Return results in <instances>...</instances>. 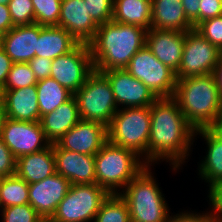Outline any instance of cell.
<instances>
[{
  "instance_id": "cell-3",
  "label": "cell",
  "mask_w": 222,
  "mask_h": 222,
  "mask_svg": "<svg viewBox=\"0 0 222 222\" xmlns=\"http://www.w3.org/2000/svg\"><path fill=\"white\" fill-rule=\"evenodd\" d=\"M173 98L195 130L222 127V101L213 73L177 80Z\"/></svg>"
},
{
  "instance_id": "cell-41",
  "label": "cell",
  "mask_w": 222,
  "mask_h": 222,
  "mask_svg": "<svg viewBox=\"0 0 222 222\" xmlns=\"http://www.w3.org/2000/svg\"><path fill=\"white\" fill-rule=\"evenodd\" d=\"M13 62L7 56L6 52L0 48V91L3 89L7 75L11 70Z\"/></svg>"
},
{
  "instance_id": "cell-33",
  "label": "cell",
  "mask_w": 222,
  "mask_h": 222,
  "mask_svg": "<svg viewBox=\"0 0 222 222\" xmlns=\"http://www.w3.org/2000/svg\"><path fill=\"white\" fill-rule=\"evenodd\" d=\"M2 222H41L43 218L30 204L2 208Z\"/></svg>"
},
{
  "instance_id": "cell-6",
  "label": "cell",
  "mask_w": 222,
  "mask_h": 222,
  "mask_svg": "<svg viewBox=\"0 0 222 222\" xmlns=\"http://www.w3.org/2000/svg\"><path fill=\"white\" fill-rule=\"evenodd\" d=\"M151 129L150 107L120 108L107 127L108 141L130 149L147 165V145ZM145 159V160H144Z\"/></svg>"
},
{
  "instance_id": "cell-27",
  "label": "cell",
  "mask_w": 222,
  "mask_h": 222,
  "mask_svg": "<svg viewBox=\"0 0 222 222\" xmlns=\"http://www.w3.org/2000/svg\"><path fill=\"white\" fill-rule=\"evenodd\" d=\"M36 86L40 119L43 115L54 111L73 96L72 92L61 86L52 77L38 80Z\"/></svg>"
},
{
  "instance_id": "cell-48",
  "label": "cell",
  "mask_w": 222,
  "mask_h": 222,
  "mask_svg": "<svg viewBox=\"0 0 222 222\" xmlns=\"http://www.w3.org/2000/svg\"><path fill=\"white\" fill-rule=\"evenodd\" d=\"M1 42H2V34L0 33V45H1Z\"/></svg>"
},
{
  "instance_id": "cell-23",
  "label": "cell",
  "mask_w": 222,
  "mask_h": 222,
  "mask_svg": "<svg viewBox=\"0 0 222 222\" xmlns=\"http://www.w3.org/2000/svg\"><path fill=\"white\" fill-rule=\"evenodd\" d=\"M56 173L53 144L17 158L16 175L28 184L39 182Z\"/></svg>"
},
{
  "instance_id": "cell-31",
  "label": "cell",
  "mask_w": 222,
  "mask_h": 222,
  "mask_svg": "<svg viewBox=\"0 0 222 222\" xmlns=\"http://www.w3.org/2000/svg\"><path fill=\"white\" fill-rule=\"evenodd\" d=\"M34 7L35 23L41 26H58L61 0H31Z\"/></svg>"
},
{
  "instance_id": "cell-47",
  "label": "cell",
  "mask_w": 222,
  "mask_h": 222,
  "mask_svg": "<svg viewBox=\"0 0 222 222\" xmlns=\"http://www.w3.org/2000/svg\"><path fill=\"white\" fill-rule=\"evenodd\" d=\"M10 0H0V4L7 5Z\"/></svg>"
},
{
  "instance_id": "cell-13",
  "label": "cell",
  "mask_w": 222,
  "mask_h": 222,
  "mask_svg": "<svg viewBox=\"0 0 222 222\" xmlns=\"http://www.w3.org/2000/svg\"><path fill=\"white\" fill-rule=\"evenodd\" d=\"M102 73L110 81L115 102L119 107H150L158 99L143 82L134 78L126 69Z\"/></svg>"
},
{
  "instance_id": "cell-17",
  "label": "cell",
  "mask_w": 222,
  "mask_h": 222,
  "mask_svg": "<svg viewBox=\"0 0 222 222\" xmlns=\"http://www.w3.org/2000/svg\"><path fill=\"white\" fill-rule=\"evenodd\" d=\"M56 173L64 176L70 184H95V157L60 149L53 144Z\"/></svg>"
},
{
  "instance_id": "cell-14",
  "label": "cell",
  "mask_w": 222,
  "mask_h": 222,
  "mask_svg": "<svg viewBox=\"0 0 222 222\" xmlns=\"http://www.w3.org/2000/svg\"><path fill=\"white\" fill-rule=\"evenodd\" d=\"M107 141L106 126L81 119L57 141L56 145L60 149L95 156Z\"/></svg>"
},
{
  "instance_id": "cell-43",
  "label": "cell",
  "mask_w": 222,
  "mask_h": 222,
  "mask_svg": "<svg viewBox=\"0 0 222 222\" xmlns=\"http://www.w3.org/2000/svg\"><path fill=\"white\" fill-rule=\"evenodd\" d=\"M216 82H217V86L219 89V95L222 101V52H221V56L219 59L218 64L216 65V68L214 69L213 72Z\"/></svg>"
},
{
  "instance_id": "cell-45",
  "label": "cell",
  "mask_w": 222,
  "mask_h": 222,
  "mask_svg": "<svg viewBox=\"0 0 222 222\" xmlns=\"http://www.w3.org/2000/svg\"><path fill=\"white\" fill-rule=\"evenodd\" d=\"M213 206V222H222V211L210 200Z\"/></svg>"
},
{
  "instance_id": "cell-15",
  "label": "cell",
  "mask_w": 222,
  "mask_h": 222,
  "mask_svg": "<svg viewBox=\"0 0 222 222\" xmlns=\"http://www.w3.org/2000/svg\"><path fill=\"white\" fill-rule=\"evenodd\" d=\"M70 182L55 173L39 182L29 184V204L43 219H50L58 204L64 199Z\"/></svg>"
},
{
  "instance_id": "cell-24",
  "label": "cell",
  "mask_w": 222,
  "mask_h": 222,
  "mask_svg": "<svg viewBox=\"0 0 222 222\" xmlns=\"http://www.w3.org/2000/svg\"><path fill=\"white\" fill-rule=\"evenodd\" d=\"M151 28L186 32L194 29L181 0H151Z\"/></svg>"
},
{
  "instance_id": "cell-8",
  "label": "cell",
  "mask_w": 222,
  "mask_h": 222,
  "mask_svg": "<svg viewBox=\"0 0 222 222\" xmlns=\"http://www.w3.org/2000/svg\"><path fill=\"white\" fill-rule=\"evenodd\" d=\"M110 193L95 184H71L49 222L94 221L102 203Z\"/></svg>"
},
{
  "instance_id": "cell-46",
  "label": "cell",
  "mask_w": 222,
  "mask_h": 222,
  "mask_svg": "<svg viewBox=\"0 0 222 222\" xmlns=\"http://www.w3.org/2000/svg\"><path fill=\"white\" fill-rule=\"evenodd\" d=\"M5 119H6V112L4 110L3 101L0 97V137L2 134L3 124H4Z\"/></svg>"
},
{
  "instance_id": "cell-20",
  "label": "cell",
  "mask_w": 222,
  "mask_h": 222,
  "mask_svg": "<svg viewBox=\"0 0 222 222\" xmlns=\"http://www.w3.org/2000/svg\"><path fill=\"white\" fill-rule=\"evenodd\" d=\"M39 24L14 26L2 35L1 48L13 63H29L37 53Z\"/></svg>"
},
{
  "instance_id": "cell-2",
  "label": "cell",
  "mask_w": 222,
  "mask_h": 222,
  "mask_svg": "<svg viewBox=\"0 0 222 222\" xmlns=\"http://www.w3.org/2000/svg\"><path fill=\"white\" fill-rule=\"evenodd\" d=\"M147 30L141 26L109 21L98 26L88 43L94 70L125 69L146 43Z\"/></svg>"
},
{
  "instance_id": "cell-21",
  "label": "cell",
  "mask_w": 222,
  "mask_h": 222,
  "mask_svg": "<svg viewBox=\"0 0 222 222\" xmlns=\"http://www.w3.org/2000/svg\"><path fill=\"white\" fill-rule=\"evenodd\" d=\"M0 97L7 118L25 122L40 121L36 85L14 90H1Z\"/></svg>"
},
{
  "instance_id": "cell-28",
  "label": "cell",
  "mask_w": 222,
  "mask_h": 222,
  "mask_svg": "<svg viewBox=\"0 0 222 222\" xmlns=\"http://www.w3.org/2000/svg\"><path fill=\"white\" fill-rule=\"evenodd\" d=\"M1 208L29 204V184L16 174L0 178Z\"/></svg>"
},
{
  "instance_id": "cell-12",
  "label": "cell",
  "mask_w": 222,
  "mask_h": 222,
  "mask_svg": "<svg viewBox=\"0 0 222 222\" xmlns=\"http://www.w3.org/2000/svg\"><path fill=\"white\" fill-rule=\"evenodd\" d=\"M0 138L16 159L39 152L50 145L40 121L25 122L6 117Z\"/></svg>"
},
{
  "instance_id": "cell-35",
  "label": "cell",
  "mask_w": 222,
  "mask_h": 222,
  "mask_svg": "<svg viewBox=\"0 0 222 222\" xmlns=\"http://www.w3.org/2000/svg\"><path fill=\"white\" fill-rule=\"evenodd\" d=\"M88 13L98 24H104L112 21L113 0H84Z\"/></svg>"
},
{
  "instance_id": "cell-22",
  "label": "cell",
  "mask_w": 222,
  "mask_h": 222,
  "mask_svg": "<svg viewBox=\"0 0 222 222\" xmlns=\"http://www.w3.org/2000/svg\"><path fill=\"white\" fill-rule=\"evenodd\" d=\"M81 120L76 99L72 96L54 111L40 119L42 130L50 144L57 141Z\"/></svg>"
},
{
  "instance_id": "cell-30",
  "label": "cell",
  "mask_w": 222,
  "mask_h": 222,
  "mask_svg": "<svg viewBox=\"0 0 222 222\" xmlns=\"http://www.w3.org/2000/svg\"><path fill=\"white\" fill-rule=\"evenodd\" d=\"M37 82L29 63H13L2 90L25 88Z\"/></svg>"
},
{
  "instance_id": "cell-7",
  "label": "cell",
  "mask_w": 222,
  "mask_h": 222,
  "mask_svg": "<svg viewBox=\"0 0 222 222\" xmlns=\"http://www.w3.org/2000/svg\"><path fill=\"white\" fill-rule=\"evenodd\" d=\"M82 120L93 121L108 127L118 111L112 86L108 78L94 70L84 85L73 94Z\"/></svg>"
},
{
  "instance_id": "cell-16",
  "label": "cell",
  "mask_w": 222,
  "mask_h": 222,
  "mask_svg": "<svg viewBox=\"0 0 222 222\" xmlns=\"http://www.w3.org/2000/svg\"><path fill=\"white\" fill-rule=\"evenodd\" d=\"M186 32L151 28L145 46L167 67L177 72L184 50Z\"/></svg>"
},
{
  "instance_id": "cell-4",
  "label": "cell",
  "mask_w": 222,
  "mask_h": 222,
  "mask_svg": "<svg viewBox=\"0 0 222 222\" xmlns=\"http://www.w3.org/2000/svg\"><path fill=\"white\" fill-rule=\"evenodd\" d=\"M94 157L96 183L110 194H119L118 187L125 188L147 167L134 151L114 145L109 141Z\"/></svg>"
},
{
  "instance_id": "cell-19",
  "label": "cell",
  "mask_w": 222,
  "mask_h": 222,
  "mask_svg": "<svg viewBox=\"0 0 222 222\" xmlns=\"http://www.w3.org/2000/svg\"><path fill=\"white\" fill-rule=\"evenodd\" d=\"M207 143V155L199 166V175L209 183L210 198L222 187V127L195 130Z\"/></svg>"
},
{
  "instance_id": "cell-26",
  "label": "cell",
  "mask_w": 222,
  "mask_h": 222,
  "mask_svg": "<svg viewBox=\"0 0 222 222\" xmlns=\"http://www.w3.org/2000/svg\"><path fill=\"white\" fill-rule=\"evenodd\" d=\"M151 0H113L112 20L151 29Z\"/></svg>"
},
{
  "instance_id": "cell-38",
  "label": "cell",
  "mask_w": 222,
  "mask_h": 222,
  "mask_svg": "<svg viewBox=\"0 0 222 222\" xmlns=\"http://www.w3.org/2000/svg\"><path fill=\"white\" fill-rule=\"evenodd\" d=\"M29 65L37 80L50 77L52 60L47 58L34 57Z\"/></svg>"
},
{
  "instance_id": "cell-5",
  "label": "cell",
  "mask_w": 222,
  "mask_h": 222,
  "mask_svg": "<svg viewBox=\"0 0 222 222\" xmlns=\"http://www.w3.org/2000/svg\"><path fill=\"white\" fill-rule=\"evenodd\" d=\"M150 168H144L119 192L128 205L131 222H166L169 217V207Z\"/></svg>"
},
{
  "instance_id": "cell-10",
  "label": "cell",
  "mask_w": 222,
  "mask_h": 222,
  "mask_svg": "<svg viewBox=\"0 0 222 222\" xmlns=\"http://www.w3.org/2000/svg\"><path fill=\"white\" fill-rule=\"evenodd\" d=\"M221 52L195 29L186 31L182 60L175 73L176 79L212 74Z\"/></svg>"
},
{
  "instance_id": "cell-44",
  "label": "cell",
  "mask_w": 222,
  "mask_h": 222,
  "mask_svg": "<svg viewBox=\"0 0 222 222\" xmlns=\"http://www.w3.org/2000/svg\"><path fill=\"white\" fill-rule=\"evenodd\" d=\"M211 200L221 211H222V187L215 192L210 198Z\"/></svg>"
},
{
  "instance_id": "cell-34",
  "label": "cell",
  "mask_w": 222,
  "mask_h": 222,
  "mask_svg": "<svg viewBox=\"0 0 222 222\" xmlns=\"http://www.w3.org/2000/svg\"><path fill=\"white\" fill-rule=\"evenodd\" d=\"M194 29L222 51V15L204 20Z\"/></svg>"
},
{
  "instance_id": "cell-37",
  "label": "cell",
  "mask_w": 222,
  "mask_h": 222,
  "mask_svg": "<svg viewBox=\"0 0 222 222\" xmlns=\"http://www.w3.org/2000/svg\"><path fill=\"white\" fill-rule=\"evenodd\" d=\"M199 23L222 15V0H200Z\"/></svg>"
},
{
  "instance_id": "cell-9",
  "label": "cell",
  "mask_w": 222,
  "mask_h": 222,
  "mask_svg": "<svg viewBox=\"0 0 222 222\" xmlns=\"http://www.w3.org/2000/svg\"><path fill=\"white\" fill-rule=\"evenodd\" d=\"M125 69L143 82L157 98L173 97L177 84L175 72L160 62L147 46L131 58Z\"/></svg>"
},
{
  "instance_id": "cell-40",
  "label": "cell",
  "mask_w": 222,
  "mask_h": 222,
  "mask_svg": "<svg viewBox=\"0 0 222 222\" xmlns=\"http://www.w3.org/2000/svg\"><path fill=\"white\" fill-rule=\"evenodd\" d=\"M186 17L192 22L194 28L199 24L200 0H181Z\"/></svg>"
},
{
  "instance_id": "cell-18",
  "label": "cell",
  "mask_w": 222,
  "mask_h": 222,
  "mask_svg": "<svg viewBox=\"0 0 222 222\" xmlns=\"http://www.w3.org/2000/svg\"><path fill=\"white\" fill-rule=\"evenodd\" d=\"M58 26L68 31L79 43H89L98 29L84 0H61Z\"/></svg>"
},
{
  "instance_id": "cell-29",
  "label": "cell",
  "mask_w": 222,
  "mask_h": 222,
  "mask_svg": "<svg viewBox=\"0 0 222 222\" xmlns=\"http://www.w3.org/2000/svg\"><path fill=\"white\" fill-rule=\"evenodd\" d=\"M94 222H131L126 201L119 194H110L102 203Z\"/></svg>"
},
{
  "instance_id": "cell-25",
  "label": "cell",
  "mask_w": 222,
  "mask_h": 222,
  "mask_svg": "<svg viewBox=\"0 0 222 222\" xmlns=\"http://www.w3.org/2000/svg\"><path fill=\"white\" fill-rule=\"evenodd\" d=\"M79 42L64 28L39 25L35 57L55 59L72 51Z\"/></svg>"
},
{
  "instance_id": "cell-32",
  "label": "cell",
  "mask_w": 222,
  "mask_h": 222,
  "mask_svg": "<svg viewBox=\"0 0 222 222\" xmlns=\"http://www.w3.org/2000/svg\"><path fill=\"white\" fill-rule=\"evenodd\" d=\"M7 6L13 26L35 23L34 7L31 0H10Z\"/></svg>"
},
{
  "instance_id": "cell-49",
  "label": "cell",
  "mask_w": 222,
  "mask_h": 222,
  "mask_svg": "<svg viewBox=\"0 0 222 222\" xmlns=\"http://www.w3.org/2000/svg\"><path fill=\"white\" fill-rule=\"evenodd\" d=\"M41 222H49L48 219H43Z\"/></svg>"
},
{
  "instance_id": "cell-11",
  "label": "cell",
  "mask_w": 222,
  "mask_h": 222,
  "mask_svg": "<svg viewBox=\"0 0 222 222\" xmlns=\"http://www.w3.org/2000/svg\"><path fill=\"white\" fill-rule=\"evenodd\" d=\"M51 67L50 77L74 94L94 71L89 45L79 43L72 51L53 59Z\"/></svg>"
},
{
  "instance_id": "cell-39",
  "label": "cell",
  "mask_w": 222,
  "mask_h": 222,
  "mask_svg": "<svg viewBox=\"0 0 222 222\" xmlns=\"http://www.w3.org/2000/svg\"><path fill=\"white\" fill-rule=\"evenodd\" d=\"M211 211L202 214L181 212L173 217L169 215L166 222H213V207Z\"/></svg>"
},
{
  "instance_id": "cell-42",
  "label": "cell",
  "mask_w": 222,
  "mask_h": 222,
  "mask_svg": "<svg viewBox=\"0 0 222 222\" xmlns=\"http://www.w3.org/2000/svg\"><path fill=\"white\" fill-rule=\"evenodd\" d=\"M13 22L7 5L0 4V33L6 34L13 28Z\"/></svg>"
},
{
  "instance_id": "cell-36",
  "label": "cell",
  "mask_w": 222,
  "mask_h": 222,
  "mask_svg": "<svg viewBox=\"0 0 222 222\" xmlns=\"http://www.w3.org/2000/svg\"><path fill=\"white\" fill-rule=\"evenodd\" d=\"M16 157L0 138V178L16 174Z\"/></svg>"
},
{
  "instance_id": "cell-1",
  "label": "cell",
  "mask_w": 222,
  "mask_h": 222,
  "mask_svg": "<svg viewBox=\"0 0 222 222\" xmlns=\"http://www.w3.org/2000/svg\"><path fill=\"white\" fill-rule=\"evenodd\" d=\"M151 129L147 145V166L160 159L170 162L173 170L180 169L196 137L173 98H158L151 106ZM151 162V163H150Z\"/></svg>"
}]
</instances>
